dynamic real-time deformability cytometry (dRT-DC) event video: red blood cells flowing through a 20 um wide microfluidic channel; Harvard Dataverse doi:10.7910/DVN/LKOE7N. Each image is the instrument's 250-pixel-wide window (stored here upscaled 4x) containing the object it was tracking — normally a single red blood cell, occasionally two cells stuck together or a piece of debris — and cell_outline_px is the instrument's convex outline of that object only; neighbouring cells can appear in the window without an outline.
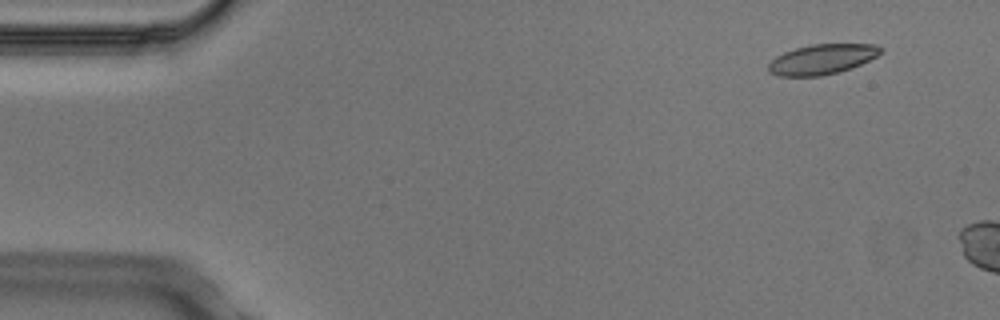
{"species": "Egyptian fruit bat (a non-hibernating species)", "species_latin": "Rousettus aegyptiacus", "temperature_condition": "cold", "stored_images_in_passage": 6, "camera_frame_rate_fps": 3000, "um_per_image_px": 0.085, "animal": {"sex": "male"}, "frame": {"image": 1, "passage_image": 2, "time_ms": 0.333, "image_size_px": [1000, 320], "cell_outline_px": [[884, 52], [852, 68], [820, 76], [780, 76], [768, 72], [768, 64], [776, 56], [784, 52], [796, 48], [812, 44], [876, 44], [884, 48]], "centroid_in_image_um": [69.89, 5.03], "position_along_channel_um": 15.1, "area_um2": 19.65}}